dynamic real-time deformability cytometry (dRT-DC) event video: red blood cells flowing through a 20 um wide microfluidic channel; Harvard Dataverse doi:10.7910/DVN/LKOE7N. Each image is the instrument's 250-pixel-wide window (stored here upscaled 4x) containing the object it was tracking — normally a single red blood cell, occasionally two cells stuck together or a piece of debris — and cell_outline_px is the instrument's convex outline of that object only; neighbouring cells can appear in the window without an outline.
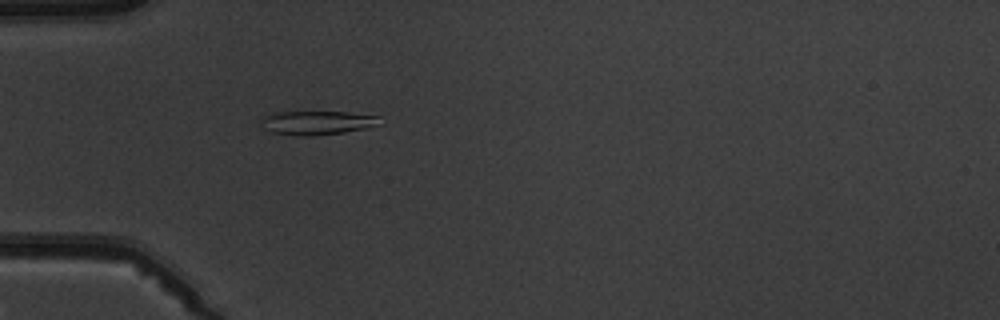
{"species": "common noctule bat (a hibernating species)", "species_latin": "Nyctalus noctula", "temperature_condition": "warm", "stored_images_in_passage": 5, "camera_frame_rate_fps": 3000, "um_per_image_px": 0.085, "animal": {"sex": "male", "body_mass_g": 19.5, "forearm_length_mm": 54.6}, "frame": {"image": 1, "passage_image": 5, "time_ms": 4.333, "image_size_px": [1000, 320], "cell_outline_px": [[384, 124], [344, 132], [316, 136], [304, 136], [272, 132], [264, 128], [260, 124], [260, 120], [264, 116], [276, 112], [348, 112], [380, 116]], "centroid_in_image_um": [27.0, 10.43], "position_along_channel_um": 58.0, "area_um2": 16.65}}